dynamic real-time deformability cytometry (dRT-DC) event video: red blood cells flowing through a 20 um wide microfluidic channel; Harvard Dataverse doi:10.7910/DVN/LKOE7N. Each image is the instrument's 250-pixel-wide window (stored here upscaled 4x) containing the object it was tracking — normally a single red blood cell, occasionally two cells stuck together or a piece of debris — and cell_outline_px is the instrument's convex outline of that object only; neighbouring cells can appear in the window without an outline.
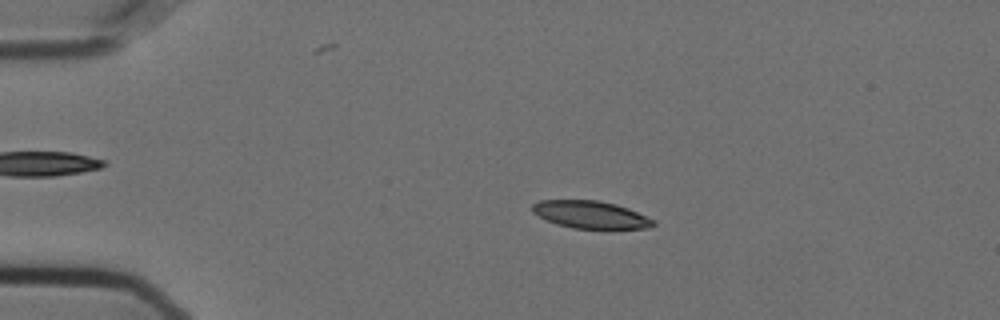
{"species": "Egyptian fruit bat (a non-hibernating species)", "species_latin": "Rousettus aegyptiacus", "temperature_condition": "cold", "stored_images_in_passage": 56, "camera_frame_rate_fps": 3000, "um_per_image_px": 0.085, "animal": {"sex": "female"}, "frame": {"image": 1, "passage_image": 12, "time_ms": 3.667, "image_size_px": [1000, 320], "cell_outline_px": [[656, 224], [648, 228], [572, 228], [556, 224], [532, 212], [532, 204], [540, 200], [600, 200], [616, 204], [628, 208], [656, 220]], "centroid_in_image_um": [50.22, 18.23], "position_along_channel_um": 34.8, "area_um2": 19.31}}
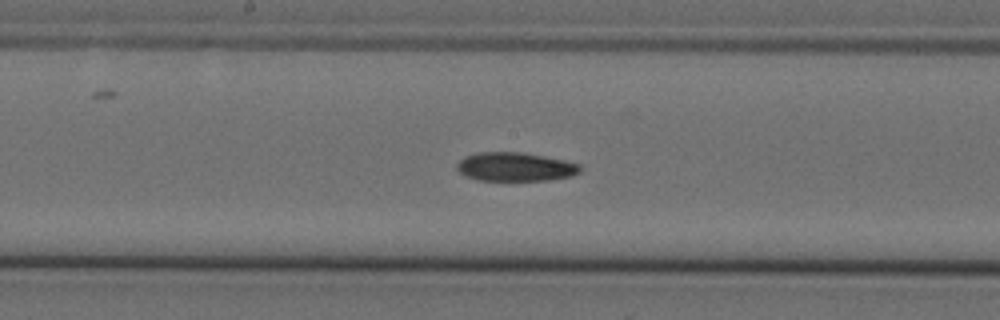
{"frame": {"image": 2, "passage_image": 30, "time_ms": 9.667, "image_size_px": [1000, 320], "cell_outline_px": [[580, 172], [572, 176], [548, 180], [476, 180], [464, 176], [456, 168], [456, 164], [464, 156], [476, 152], [524, 152], [564, 160], [580, 164]], "centroid_in_image_um": [43.76, 14.17], "position_along_channel_um": 204.4, "area_um2": 20.81}}
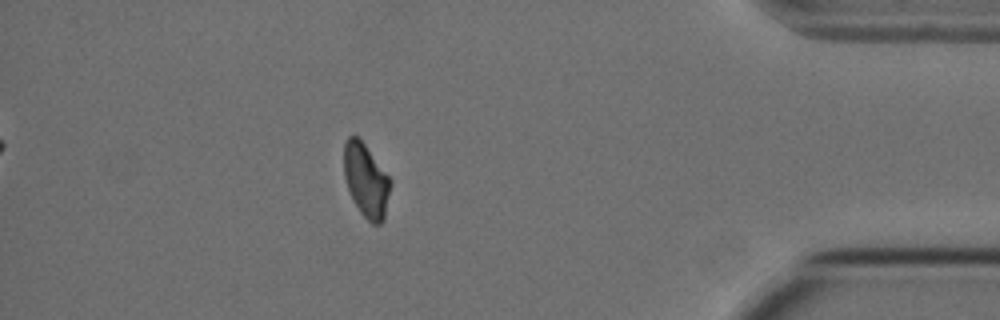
{"frame": {"image": 3, "passage_image": 50, "time_ms": 16.333, "image_size_px": [1000, 320], "cell_outline_px": [[392, 184], [384, 220], [380, 224], [372, 224], [360, 212], [348, 188], [344, 176], [344, 144], [348, 136], [356, 136], [364, 144], [392, 180]], "centroid_in_image_um": [31.14, 15.35], "position_along_channel_um": 404.1, "area_um2": 19.77}}